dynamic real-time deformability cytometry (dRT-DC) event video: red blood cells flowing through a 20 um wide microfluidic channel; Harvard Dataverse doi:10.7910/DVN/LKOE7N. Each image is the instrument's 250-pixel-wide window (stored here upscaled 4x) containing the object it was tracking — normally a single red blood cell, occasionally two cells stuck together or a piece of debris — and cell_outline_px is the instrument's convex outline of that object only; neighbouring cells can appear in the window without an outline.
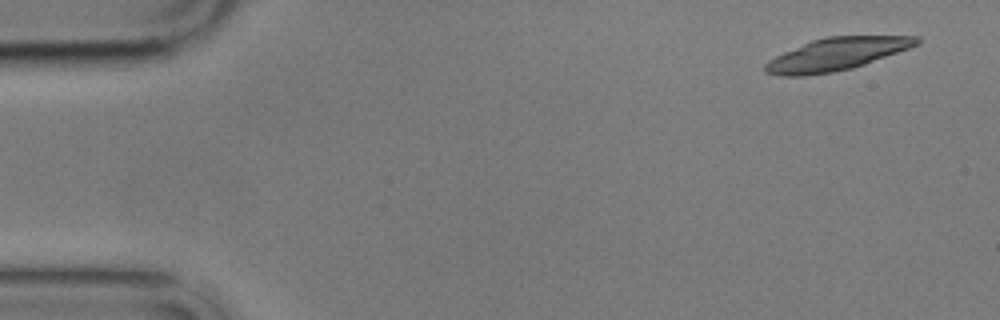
{"species": "common noctule bat (a hibernating species)", "species_latin": "Nyctalus noctula", "temperature_condition": "cold", "stored_images_in_passage": 5, "camera_frame_rate_fps": 3000, "um_per_image_px": 0.085, "animal": {"sex": "male", "body_mass_g": 17.9}, "frame": {"image": 1, "passage_image": 1, "time_ms": 0.0, "image_size_px": [1000, 320], "cell_outline_px": [[924, 40], [920, 44], [864, 64], [852, 68], [832, 72], [804, 76], [780, 76], [764, 72], [764, 64], [768, 60], [784, 52], [812, 40], [828, 36], [920, 36]], "centroid_in_image_um": [71.12, 4.6], "position_along_channel_um": 13.9, "area_um2": 28.61}}